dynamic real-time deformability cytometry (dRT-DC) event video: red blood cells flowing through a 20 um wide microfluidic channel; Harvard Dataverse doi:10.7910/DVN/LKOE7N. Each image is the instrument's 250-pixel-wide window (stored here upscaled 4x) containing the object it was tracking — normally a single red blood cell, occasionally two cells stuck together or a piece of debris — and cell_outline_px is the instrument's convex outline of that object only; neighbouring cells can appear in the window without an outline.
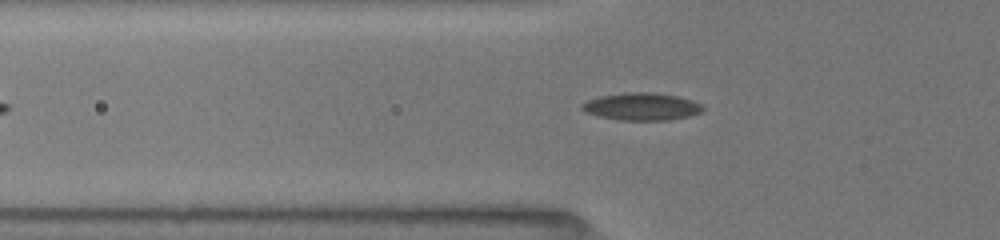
{"species": "common noctule bat (a hibernating species)", "species_latin": "Nyctalus noctula", "temperature_condition": "room temperature", "stored_images_in_passage": 43, "camera_frame_rate_fps": 3000, "um_per_image_px": 0.085, "animal": {"sex": "female", "body_mass_g": 19.5, "forearm_length_mm": 54.1}, "frame": {"image": 1, "passage_image": 12, "time_ms": 3.667, "image_size_px": [1000, 240], "cell_outline_px": [[704, 108], [700, 112], [688, 116], [668, 120], [620, 120], [600, 116], [584, 112], [580, 108], [580, 104], [588, 100], [600, 96], [624, 92], [652, 92], [676, 96], [692, 100], [700, 104]], "centroid_in_image_um": [54.5, 9.05], "position_along_channel_um": 71.3, "area_um2": 19.25}}
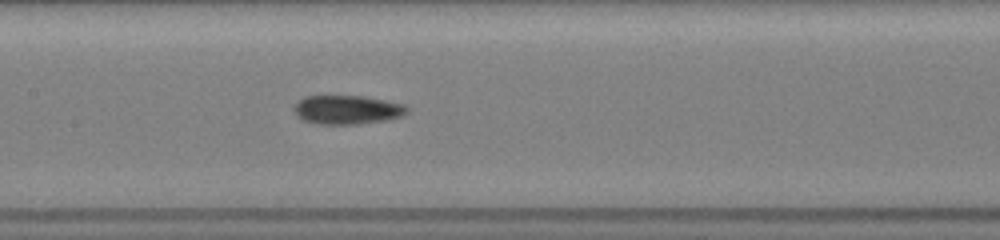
{"frame": {"image": 2, "passage_image": 20, "time_ms": 6.333, "image_size_px": [1000, 240], "cell_outline_px": [[408, 112], [404, 116], [388, 120], [360, 124], [316, 124], [304, 120], [296, 116], [292, 108], [304, 96], [364, 96], [404, 104], [408, 108]], "centroid_in_image_um": [29.52, 9.34], "position_along_channel_um": 177.9, "area_um2": 19.25}}
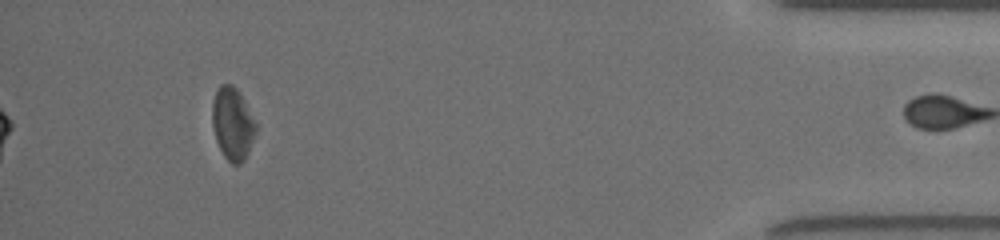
{"frame": {"image": 3, "passage_image": 42, "time_ms": 13.667, "image_size_px": [1000, 240], "cell_outline_px": [[256, 132], [248, 152], [244, 160], [240, 164], [232, 164], [224, 156], [216, 140], [212, 124], [212, 100], [220, 84], [232, 84], [236, 88], [256, 124]], "centroid_in_image_um": [19.74, 10.52], "position_along_channel_um": 415.5, "area_um2": 18.09}}